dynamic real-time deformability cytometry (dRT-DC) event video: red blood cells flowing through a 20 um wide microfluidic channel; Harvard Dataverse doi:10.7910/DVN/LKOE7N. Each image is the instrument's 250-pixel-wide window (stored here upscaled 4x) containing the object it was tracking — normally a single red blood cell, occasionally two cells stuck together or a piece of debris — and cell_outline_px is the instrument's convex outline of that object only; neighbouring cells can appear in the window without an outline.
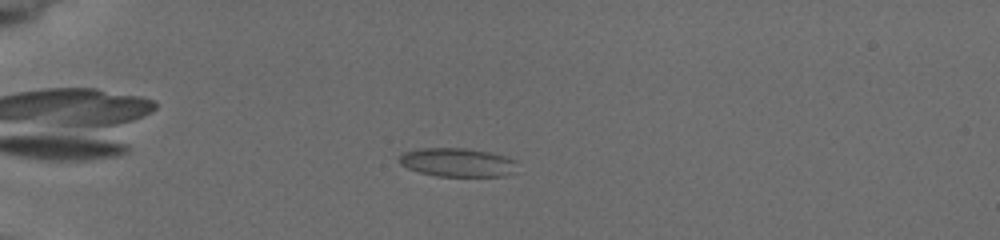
{"species": "common noctule bat (a hibernating species)", "species_latin": "Nyctalus noctula", "temperature_condition": "cold", "stored_images_in_passage": 5, "camera_frame_rate_fps": 3000, "um_per_image_px": 0.085, "animal": {"sex": "female", "body_mass_g": 19.5, "forearm_length_mm": 54.1}, "frame": {"image": 1, "passage_image": 4, "time_ms": 3.0, "image_size_px": [1000, 240], "cell_outline_px": [[516, 160], [508, 172], [504, 176], [436, 176], [420, 172], [408, 168], [400, 164], [400, 156], [404, 152], [424, 148], [464, 148], [488, 152], [504, 156]], "centroid_in_image_um": [38.8, 13.8], "position_along_channel_um": 46.2, "area_um2": 19.13}}